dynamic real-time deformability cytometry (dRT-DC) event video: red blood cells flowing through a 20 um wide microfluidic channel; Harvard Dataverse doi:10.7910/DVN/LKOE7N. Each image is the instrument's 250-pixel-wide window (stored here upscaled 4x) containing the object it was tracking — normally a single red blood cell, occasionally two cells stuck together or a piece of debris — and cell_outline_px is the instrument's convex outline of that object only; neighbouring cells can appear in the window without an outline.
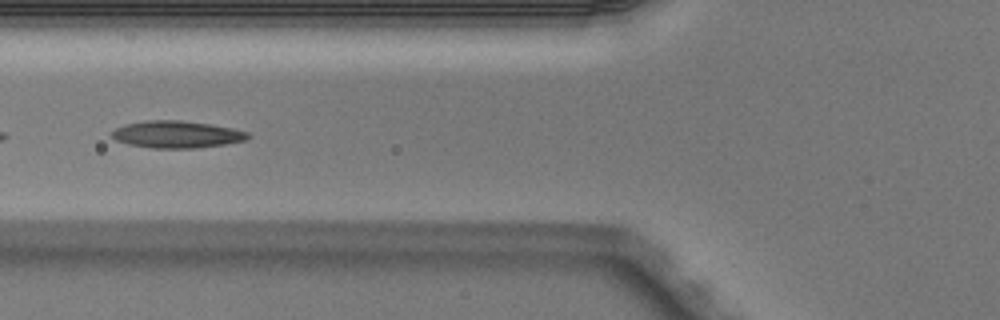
{"species": "Egyptian fruit bat (a non-hibernating species)", "species_latin": "Rousettus aegyptiacus", "temperature_condition": "warm", "stored_images_in_passage": 6, "camera_frame_rate_fps": 3000, "um_per_image_px": 0.085, "animal": {"sex": "male"}, "frame": {"image": 1, "passage_image": 5, "time_ms": 1.333, "image_size_px": [1000, 320], "cell_outline_px": [[252, 136], [248, 140], [224, 144], [196, 148], [152, 148], [128, 144], [116, 140], [112, 136], [112, 132], [116, 128], [124, 124], [144, 120], [180, 120], [212, 124], [232, 128], [248, 132]], "centroid_in_image_um": [15.05, 11.42], "position_along_channel_um": 110.8, "area_um2": 21.62}}
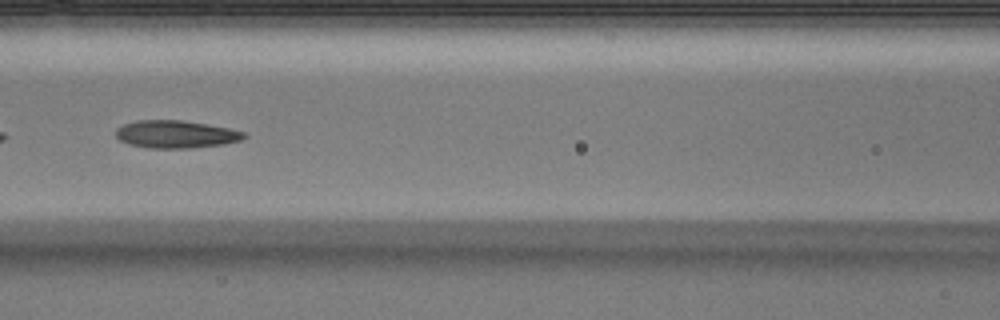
{"frame": {"image": 2, "passage_image": 6, "time_ms": 1.667, "image_size_px": [1000, 320], "cell_outline_px": [[248, 136], [240, 140], [224, 144], [188, 148], [152, 148], [128, 144], [120, 140], [116, 136], [116, 128], [124, 124], [136, 120], [180, 120], [228, 128], [244, 132]], "centroid_in_image_um": [14.92, 11.41], "position_along_channel_um": 151.7, "area_um2": 20.46}}